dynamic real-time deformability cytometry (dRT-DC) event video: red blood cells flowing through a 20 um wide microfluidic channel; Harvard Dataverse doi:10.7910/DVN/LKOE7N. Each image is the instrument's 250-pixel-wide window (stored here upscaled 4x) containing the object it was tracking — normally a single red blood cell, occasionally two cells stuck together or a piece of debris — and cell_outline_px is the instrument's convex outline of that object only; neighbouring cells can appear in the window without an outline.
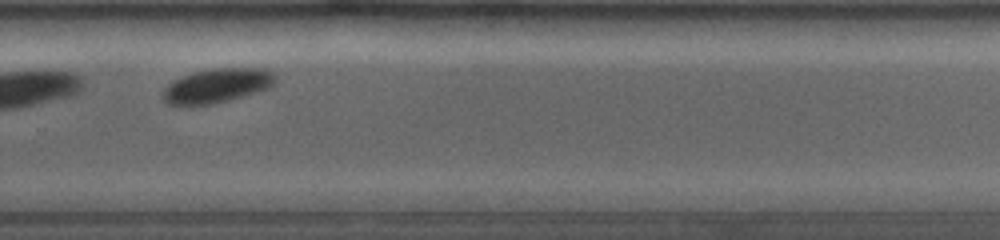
{"species": "common noctule bat (a hibernating species)", "species_latin": "Nyctalus noctula", "temperature_condition": "room temperature", "stored_images_in_passage": 19, "camera_frame_rate_fps": 4000, "um_per_image_px": 0.085, "animal": {"sex": "female", "body_mass_g": 19.0, "forearm_length_mm": 53.3}, "frame": {"image": 1, "passage_image": 14, "time_ms": 6.5, "image_size_px": [1000, 240], "cell_outline_px": [[276, 80], [268, 88], [256, 92], [228, 100], [212, 104], [168, 104], [164, 100], [164, 88], [168, 84], [184, 76], [196, 72], [216, 68], [264, 68], [272, 72], [276, 76]], "centroid_in_image_um": [18.5, 7.27], "position_along_channel_um": 311.3, "area_um2": 21.85}}